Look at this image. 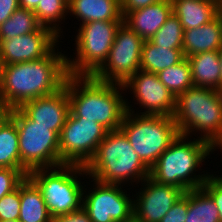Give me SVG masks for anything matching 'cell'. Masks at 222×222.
I'll list each match as a JSON object with an SVG mask.
<instances>
[{"label": "cell", "instance_id": "6da1fadb", "mask_svg": "<svg viewBox=\"0 0 222 222\" xmlns=\"http://www.w3.org/2000/svg\"><path fill=\"white\" fill-rule=\"evenodd\" d=\"M55 52L54 47L41 59L0 65V104L20 108L28 101L61 90L69 76L67 57Z\"/></svg>", "mask_w": 222, "mask_h": 222}, {"label": "cell", "instance_id": "7a4b0ae2", "mask_svg": "<svg viewBox=\"0 0 222 222\" xmlns=\"http://www.w3.org/2000/svg\"><path fill=\"white\" fill-rule=\"evenodd\" d=\"M65 85L70 102V113L74 117L94 120L108 131L120 129L127 112L126 100L118 90H124L122 84L101 82L92 76L69 75Z\"/></svg>", "mask_w": 222, "mask_h": 222}, {"label": "cell", "instance_id": "3957f363", "mask_svg": "<svg viewBox=\"0 0 222 222\" xmlns=\"http://www.w3.org/2000/svg\"><path fill=\"white\" fill-rule=\"evenodd\" d=\"M186 135L179 134L150 168V178L159 184L173 185L184 192L201 188L210 175H193L196 168L215 148L202 139L185 142ZM195 170V171H194Z\"/></svg>", "mask_w": 222, "mask_h": 222}, {"label": "cell", "instance_id": "277c9868", "mask_svg": "<svg viewBox=\"0 0 222 222\" xmlns=\"http://www.w3.org/2000/svg\"><path fill=\"white\" fill-rule=\"evenodd\" d=\"M174 122L182 135L198 130L215 148L222 141V92L192 86L175 100ZM195 129V130H194Z\"/></svg>", "mask_w": 222, "mask_h": 222}, {"label": "cell", "instance_id": "5b68a950", "mask_svg": "<svg viewBox=\"0 0 222 222\" xmlns=\"http://www.w3.org/2000/svg\"><path fill=\"white\" fill-rule=\"evenodd\" d=\"M85 168L93 181L105 184L121 185L132 179L133 182L143 181L150 176V169L141 161L120 129L107 132Z\"/></svg>", "mask_w": 222, "mask_h": 222}, {"label": "cell", "instance_id": "8992f818", "mask_svg": "<svg viewBox=\"0 0 222 222\" xmlns=\"http://www.w3.org/2000/svg\"><path fill=\"white\" fill-rule=\"evenodd\" d=\"M126 113L120 130L141 161L150 169L160 155L180 134L173 117L160 115H137L125 101ZM132 112V113H131ZM135 115V116H134Z\"/></svg>", "mask_w": 222, "mask_h": 222}, {"label": "cell", "instance_id": "52a82bcc", "mask_svg": "<svg viewBox=\"0 0 222 222\" xmlns=\"http://www.w3.org/2000/svg\"><path fill=\"white\" fill-rule=\"evenodd\" d=\"M52 169H36L27 175L41 191L51 217L54 218L81 209L84 192L76 174L80 175L83 172L87 176L86 168L63 164L55 167L53 171Z\"/></svg>", "mask_w": 222, "mask_h": 222}, {"label": "cell", "instance_id": "ba28073f", "mask_svg": "<svg viewBox=\"0 0 222 222\" xmlns=\"http://www.w3.org/2000/svg\"><path fill=\"white\" fill-rule=\"evenodd\" d=\"M10 117L17 126L20 161L28 172L60 166L59 135L56 132L36 124L20 108L11 109Z\"/></svg>", "mask_w": 222, "mask_h": 222}, {"label": "cell", "instance_id": "9c48e42d", "mask_svg": "<svg viewBox=\"0 0 222 222\" xmlns=\"http://www.w3.org/2000/svg\"><path fill=\"white\" fill-rule=\"evenodd\" d=\"M122 23L93 21L80 24L76 36L77 57L73 61L67 58L69 75L92 76L107 60L117 29Z\"/></svg>", "mask_w": 222, "mask_h": 222}, {"label": "cell", "instance_id": "30bf717a", "mask_svg": "<svg viewBox=\"0 0 222 222\" xmlns=\"http://www.w3.org/2000/svg\"><path fill=\"white\" fill-rule=\"evenodd\" d=\"M107 132L100 123L69 113L59 134L60 165L85 167Z\"/></svg>", "mask_w": 222, "mask_h": 222}, {"label": "cell", "instance_id": "8fae6325", "mask_svg": "<svg viewBox=\"0 0 222 222\" xmlns=\"http://www.w3.org/2000/svg\"><path fill=\"white\" fill-rule=\"evenodd\" d=\"M144 40L122 23L104 64L92 75L101 82L123 84L140 70Z\"/></svg>", "mask_w": 222, "mask_h": 222}, {"label": "cell", "instance_id": "7c38bea8", "mask_svg": "<svg viewBox=\"0 0 222 222\" xmlns=\"http://www.w3.org/2000/svg\"><path fill=\"white\" fill-rule=\"evenodd\" d=\"M94 183V191L83 198L82 204L92 222H124L133 216V201L120 185Z\"/></svg>", "mask_w": 222, "mask_h": 222}, {"label": "cell", "instance_id": "4fadbf2b", "mask_svg": "<svg viewBox=\"0 0 222 222\" xmlns=\"http://www.w3.org/2000/svg\"><path fill=\"white\" fill-rule=\"evenodd\" d=\"M122 86L132 89L137 102L146 108L141 115L173 116L176 98L160 82L157 74L138 70Z\"/></svg>", "mask_w": 222, "mask_h": 222}, {"label": "cell", "instance_id": "5bb4252c", "mask_svg": "<svg viewBox=\"0 0 222 222\" xmlns=\"http://www.w3.org/2000/svg\"><path fill=\"white\" fill-rule=\"evenodd\" d=\"M57 41L58 36L43 26L35 32L11 39H0V65L41 59L56 46Z\"/></svg>", "mask_w": 222, "mask_h": 222}, {"label": "cell", "instance_id": "9a60e30c", "mask_svg": "<svg viewBox=\"0 0 222 222\" xmlns=\"http://www.w3.org/2000/svg\"><path fill=\"white\" fill-rule=\"evenodd\" d=\"M142 182L146 187L133 201V215L142 222H160L184 191L173 185L159 184L150 177Z\"/></svg>", "mask_w": 222, "mask_h": 222}, {"label": "cell", "instance_id": "2e32d148", "mask_svg": "<svg viewBox=\"0 0 222 222\" xmlns=\"http://www.w3.org/2000/svg\"><path fill=\"white\" fill-rule=\"evenodd\" d=\"M20 109L36 124L47 126L59 135L70 113L67 86L52 95L28 101Z\"/></svg>", "mask_w": 222, "mask_h": 222}, {"label": "cell", "instance_id": "e0dca14e", "mask_svg": "<svg viewBox=\"0 0 222 222\" xmlns=\"http://www.w3.org/2000/svg\"><path fill=\"white\" fill-rule=\"evenodd\" d=\"M172 13L171 0H161L128 12L123 17V23L147 41L156 34Z\"/></svg>", "mask_w": 222, "mask_h": 222}, {"label": "cell", "instance_id": "ac0fdd59", "mask_svg": "<svg viewBox=\"0 0 222 222\" xmlns=\"http://www.w3.org/2000/svg\"><path fill=\"white\" fill-rule=\"evenodd\" d=\"M222 47V18L218 15L211 22L197 28L184 30L183 54L189 57Z\"/></svg>", "mask_w": 222, "mask_h": 222}, {"label": "cell", "instance_id": "d6986e66", "mask_svg": "<svg viewBox=\"0 0 222 222\" xmlns=\"http://www.w3.org/2000/svg\"><path fill=\"white\" fill-rule=\"evenodd\" d=\"M172 12L183 30L197 28L211 22L219 15V4L210 0H171Z\"/></svg>", "mask_w": 222, "mask_h": 222}, {"label": "cell", "instance_id": "ffe728a7", "mask_svg": "<svg viewBox=\"0 0 222 222\" xmlns=\"http://www.w3.org/2000/svg\"><path fill=\"white\" fill-rule=\"evenodd\" d=\"M68 12L82 24L93 21H123L120 0H69Z\"/></svg>", "mask_w": 222, "mask_h": 222}, {"label": "cell", "instance_id": "44dd1931", "mask_svg": "<svg viewBox=\"0 0 222 222\" xmlns=\"http://www.w3.org/2000/svg\"><path fill=\"white\" fill-rule=\"evenodd\" d=\"M194 86L217 89L220 92L221 66L218 51H207L187 57Z\"/></svg>", "mask_w": 222, "mask_h": 222}, {"label": "cell", "instance_id": "7402d4cb", "mask_svg": "<svg viewBox=\"0 0 222 222\" xmlns=\"http://www.w3.org/2000/svg\"><path fill=\"white\" fill-rule=\"evenodd\" d=\"M19 222H52L41 191L28 178L20 184Z\"/></svg>", "mask_w": 222, "mask_h": 222}, {"label": "cell", "instance_id": "603a6c76", "mask_svg": "<svg viewBox=\"0 0 222 222\" xmlns=\"http://www.w3.org/2000/svg\"><path fill=\"white\" fill-rule=\"evenodd\" d=\"M184 58L183 49L158 47L150 40H147L144 41L142 47L140 70L157 74L166 68L178 64Z\"/></svg>", "mask_w": 222, "mask_h": 222}, {"label": "cell", "instance_id": "cb8c5ba5", "mask_svg": "<svg viewBox=\"0 0 222 222\" xmlns=\"http://www.w3.org/2000/svg\"><path fill=\"white\" fill-rule=\"evenodd\" d=\"M0 168L28 171L22 166L19 154V135L15 121L9 117L0 127Z\"/></svg>", "mask_w": 222, "mask_h": 222}, {"label": "cell", "instance_id": "d4e9b609", "mask_svg": "<svg viewBox=\"0 0 222 222\" xmlns=\"http://www.w3.org/2000/svg\"><path fill=\"white\" fill-rule=\"evenodd\" d=\"M185 222H220L215 202L202 188L188 190Z\"/></svg>", "mask_w": 222, "mask_h": 222}, {"label": "cell", "instance_id": "484cf974", "mask_svg": "<svg viewBox=\"0 0 222 222\" xmlns=\"http://www.w3.org/2000/svg\"><path fill=\"white\" fill-rule=\"evenodd\" d=\"M157 75L160 82L175 98L185 92L189 87L194 86L191 66L187 57L178 64L160 71Z\"/></svg>", "mask_w": 222, "mask_h": 222}, {"label": "cell", "instance_id": "4316f807", "mask_svg": "<svg viewBox=\"0 0 222 222\" xmlns=\"http://www.w3.org/2000/svg\"><path fill=\"white\" fill-rule=\"evenodd\" d=\"M41 25L32 10L18 8L4 23L0 25V39H11L37 31Z\"/></svg>", "mask_w": 222, "mask_h": 222}, {"label": "cell", "instance_id": "83f0119b", "mask_svg": "<svg viewBox=\"0 0 222 222\" xmlns=\"http://www.w3.org/2000/svg\"><path fill=\"white\" fill-rule=\"evenodd\" d=\"M68 3L69 0H41L33 12L36 14L38 23L41 26L50 29L60 37L61 29H59L60 27H58L57 23L60 22V19L63 20L64 13H68Z\"/></svg>", "mask_w": 222, "mask_h": 222}, {"label": "cell", "instance_id": "f1b7e54d", "mask_svg": "<svg viewBox=\"0 0 222 222\" xmlns=\"http://www.w3.org/2000/svg\"><path fill=\"white\" fill-rule=\"evenodd\" d=\"M183 33L180 20L172 13L150 41L158 47L183 49Z\"/></svg>", "mask_w": 222, "mask_h": 222}, {"label": "cell", "instance_id": "f546056e", "mask_svg": "<svg viewBox=\"0 0 222 222\" xmlns=\"http://www.w3.org/2000/svg\"><path fill=\"white\" fill-rule=\"evenodd\" d=\"M20 185L0 199V221L18 220L20 214Z\"/></svg>", "mask_w": 222, "mask_h": 222}, {"label": "cell", "instance_id": "4dcf8cb0", "mask_svg": "<svg viewBox=\"0 0 222 222\" xmlns=\"http://www.w3.org/2000/svg\"><path fill=\"white\" fill-rule=\"evenodd\" d=\"M26 177L22 170L0 168V199L17 189Z\"/></svg>", "mask_w": 222, "mask_h": 222}, {"label": "cell", "instance_id": "1f68e13d", "mask_svg": "<svg viewBox=\"0 0 222 222\" xmlns=\"http://www.w3.org/2000/svg\"><path fill=\"white\" fill-rule=\"evenodd\" d=\"M201 188L215 202L218 208L220 222H222V177L210 175Z\"/></svg>", "mask_w": 222, "mask_h": 222}, {"label": "cell", "instance_id": "d6a6232c", "mask_svg": "<svg viewBox=\"0 0 222 222\" xmlns=\"http://www.w3.org/2000/svg\"><path fill=\"white\" fill-rule=\"evenodd\" d=\"M188 212V191L171 207L160 222H185Z\"/></svg>", "mask_w": 222, "mask_h": 222}, {"label": "cell", "instance_id": "836d02e7", "mask_svg": "<svg viewBox=\"0 0 222 222\" xmlns=\"http://www.w3.org/2000/svg\"><path fill=\"white\" fill-rule=\"evenodd\" d=\"M161 0H120V9L122 17H124L128 12L134 11Z\"/></svg>", "mask_w": 222, "mask_h": 222}, {"label": "cell", "instance_id": "e575fe53", "mask_svg": "<svg viewBox=\"0 0 222 222\" xmlns=\"http://www.w3.org/2000/svg\"><path fill=\"white\" fill-rule=\"evenodd\" d=\"M52 222H92L83 207L72 213L56 216L52 218Z\"/></svg>", "mask_w": 222, "mask_h": 222}, {"label": "cell", "instance_id": "d590c367", "mask_svg": "<svg viewBox=\"0 0 222 222\" xmlns=\"http://www.w3.org/2000/svg\"><path fill=\"white\" fill-rule=\"evenodd\" d=\"M19 8V0H0V25Z\"/></svg>", "mask_w": 222, "mask_h": 222}, {"label": "cell", "instance_id": "8d00e7d4", "mask_svg": "<svg viewBox=\"0 0 222 222\" xmlns=\"http://www.w3.org/2000/svg\"><path fill=\"white\" fill-rule=\"evenodd\" d=\"M41 0H19V7L34 11Z\"/></svg>", "mask_w": 222, "mask_h": 222}, {"label": "cell", "instance_id": "74e56055", "mask_svg": "<svg viewBox=\"0 0 222 222\" xmlns=\"http://www.w3.org/2000/svg\"><path fill=\"white\" fill-rule=\"evenodd\" d=\"M11 109L0 104V127L10 117Z\"/></svg>", "mask_w": 222, "mask_h": 222}, {"label": "cell", "instance_id": "f35d334b", "mask_svg": "<svg viewBox=\"0 0 222 222\" xmlns=\"http://www.w3.org/2000/svg\"><path fill=\"white\" fill-rule=\"evenodd\" d=\"M219 61L221 66L220 92H222V47L218 50Z\"/></svg>", "mask_w": 222, "mask_h": 222}, {"label": "cell", "instance_id": "ab89813d", "mask_svg": "<svg viewBox=\"0 0 222 222\" xmlns=\"http://www.w3.org/2000/svg\"><path fill=\"white\" fill-rule=\"evenodd\" d=\"M124 222H142L141 220H138L134 215L129 219Z\"/></svg>", "mask_w": 222, "mask_h": 222}, {"label": "cell", "instance_id": "60d3db41", "mask_svg": "<svg viewBox=\"0 0 222 222\" xmlns=\"http://www.w3.org/2000/svg\"><path fill=\"white\" fill-rule=\"evenodd\" d=\"M219 16L222 18V0L219 3Z\"/></svg>", "mask_w": 222, "mask_h": 222}, {"label": "cell", "instance_id": "b9f144b4", "mask_svg": "<svg viewBox=\"0 0 222 222\" xmlns=\"http://www.w3.org/2000/svg\"><path fill=\"white\" fill-rule=\"evenodd\" d=\"M0 222H19V220H5V221H0Z\"/></svg>", "mask_w": 222, "mask_h": 222}, {"label": "cell", "instance_id": "7bdbcfd3", "mask_svg": "<svg viewBox=\"0 0 222 222\" xmlns=\"http://www.w3.org/2000/svg\"><path fill=\"white\" fill-rule=\"evenodd\" d=\"M210 1H214V2H216L218 4L221 2V0H210Z\"/></svg>", "mask_w": 222, "mask_h": 222}, {"label": "cell", "instance_id": "ee69618b", "mask_svg": "<svg viewBox=\"0 0 222 222\" xmlns=\"http://www.w3.org/2000/svg\"><path fill=\"white\" fill-rule=\"evenodd\" d=\"M218 145H219L218 147H221V149H222V141Z\"/></svg>", "mask_w": 222, "mask_h": 222}]
</instances>
